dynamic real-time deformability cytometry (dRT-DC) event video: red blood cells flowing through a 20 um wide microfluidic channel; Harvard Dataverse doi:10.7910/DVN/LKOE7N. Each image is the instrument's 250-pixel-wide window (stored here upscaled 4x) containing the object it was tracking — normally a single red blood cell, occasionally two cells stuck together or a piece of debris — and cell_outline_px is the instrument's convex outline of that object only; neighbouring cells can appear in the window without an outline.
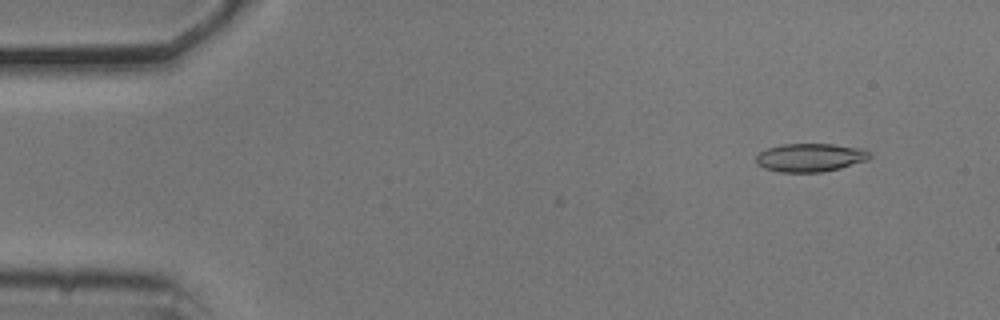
{"species": "common noctule bat (a hibernating species)", "species_latin": "Nyctalus noctula", "temperature_condition": "cold", "stored_images_in_passage": 10, "camera_frame_rate_fps": 3000, "um_per_image_px": 0.085, "animal": {"sex": "male", "body_mass_g": 20.5, "forearm_length_mm": 52.5}, "frame": {"image": 1, "passage_image": 5, "time_ms": 1.333, "image_size_px": [1000, 320], "cell_outline_px": [[872, 156], [868, 160], [840, 168], [820, 172], [780, 172], [764, 168], [756, 164], [756, 156], [760, 152], [768, 148], [784, 144], [832, 144], [864, 148], [872, 152]], "centroid_in_image_um": [68.91, 13.39], "position_along_channel_um": 16.1, "area_um2": 18.9}}